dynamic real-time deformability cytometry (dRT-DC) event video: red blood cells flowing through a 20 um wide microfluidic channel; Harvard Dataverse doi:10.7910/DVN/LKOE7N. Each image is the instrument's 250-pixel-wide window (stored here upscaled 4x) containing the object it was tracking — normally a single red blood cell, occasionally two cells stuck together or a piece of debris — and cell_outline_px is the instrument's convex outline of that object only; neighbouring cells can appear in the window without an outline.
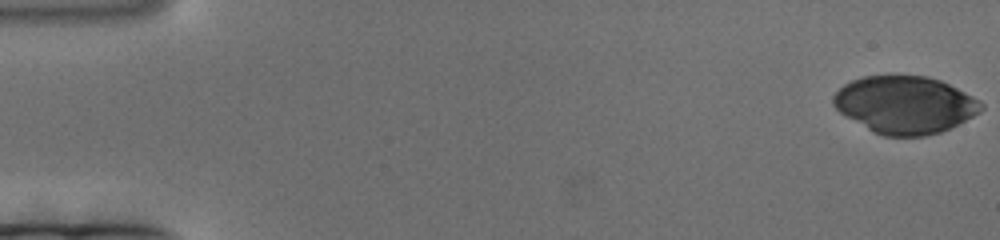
{"species": "human", "species_latin": "Homo sapiens", "temperature_condition": "cold", "stored_images_in_passage": 180, "camera_frame_rate_fps": 3000, "um_per_image_px": 0.085, "donor": {"sex": "female"}, "frame": {"image": 1, "passage_image": 1, "time_ms": 0.0, "image_size_px": [1000, 240], "cell_outline_px": [[984, 108], [980, 112], [940, 132], [924, 136], [884, 136], [872, 132], [844, 116], [832, 104], [832, 96], [844, 84], [852, 80], [864, 76], [928, 76], [940, 80], [980, 100], [984, 104]], "centroid_in_image_um": [76.88, 8.91], "position_along_channel_um": 8.1, "area_um2": 49.3}}
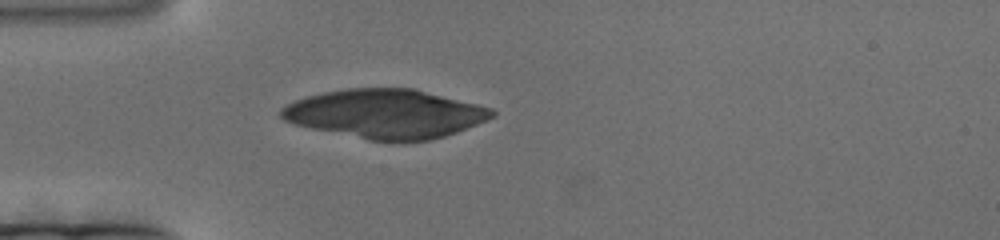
{"frame": {"image": 2, "passage_image": 52, "time_ms": 17.0, "image_size_px": [1000, 240], "cell_outline_px": [[496, 116], [488, 120], [456, 132], [444, 136], [428, 140], [404, 144], [368, 140], [312, 128], [296, 124], [284, 120], [280, 116], [280, 108], [304, 96], [324, 92], [348, 88], [416, 88], [492, 108], [496, 112]], "centroid_in_image_um": [32.8, 9.68], "position_along_channel_um": 52.2, "area_um2": 60.75}}
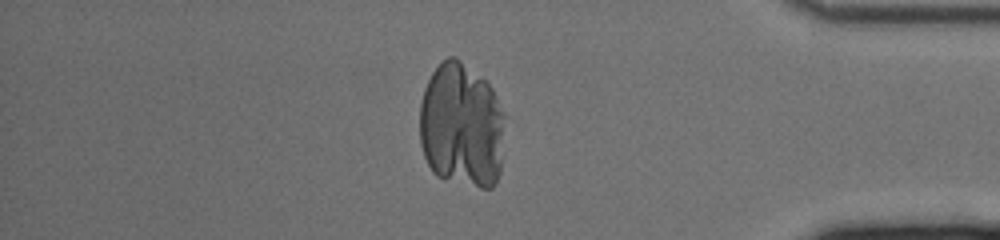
{"frame": {"image": 3, "passage_image": 154, "time_ms": 51.0, "image_size_px": [1000, 240], "cell_outline_px": [[508, 116], [500, 172], [496, 184], [492, 188], [480, 188], [436, 176], [432, 172], [424, 156], [420, 144], [420, 104], [424, 88], [432, 72], [448, 56], [456, 56], [484, 80], [492, 88]], "centroid_in_image_um": [39.28, 10.69], "position_along_channel_um": 395.9, "area_um2": 63.41}}